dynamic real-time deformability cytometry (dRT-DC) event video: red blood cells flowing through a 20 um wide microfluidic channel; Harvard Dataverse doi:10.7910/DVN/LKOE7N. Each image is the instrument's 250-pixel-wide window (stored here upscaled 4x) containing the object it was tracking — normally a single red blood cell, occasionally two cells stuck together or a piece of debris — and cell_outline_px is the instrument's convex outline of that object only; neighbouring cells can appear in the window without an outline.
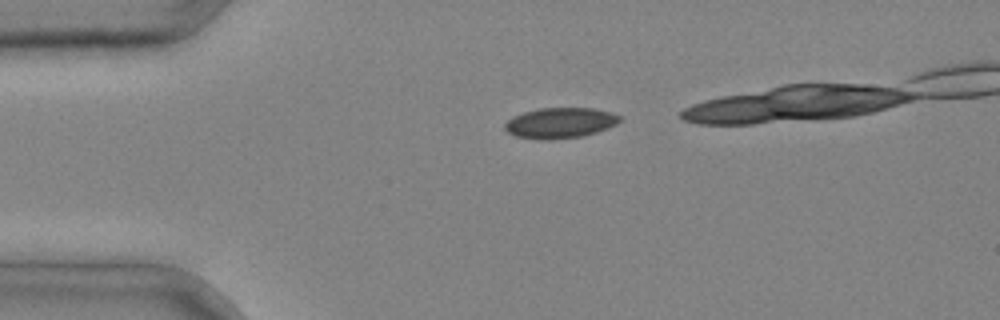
{"species": "common noctule bat (a hibernating species)", "species_latin": "Nyctalus noctula", "temperature_condition": "cold", "stored_images_in_passage": 3, "camera_frame_rate_fps": 3000, "um_per_image_px": 0.085, "animal": {"sex": "male", "body_mass_g": 20.4}, "frame": {"image": 1, "passage_image": 1, "time_ms": 0.0, "image_size_px": [1000, 320], "cell_outline_px": [[620, 120], [616, 124], [608, 128], [596, 132], [580, 136], [552, 140], [540, 140], [516, 136], [508, 132], [504, 128], [504, 124], [512, 116], [524, 112], [540, 108], [592, 108], [612, 112], [620, 116]], "centroid_in_image_um": [47.59, 10.45], "position_along_channel_um": 37.4, "area_um2": 20.46}}